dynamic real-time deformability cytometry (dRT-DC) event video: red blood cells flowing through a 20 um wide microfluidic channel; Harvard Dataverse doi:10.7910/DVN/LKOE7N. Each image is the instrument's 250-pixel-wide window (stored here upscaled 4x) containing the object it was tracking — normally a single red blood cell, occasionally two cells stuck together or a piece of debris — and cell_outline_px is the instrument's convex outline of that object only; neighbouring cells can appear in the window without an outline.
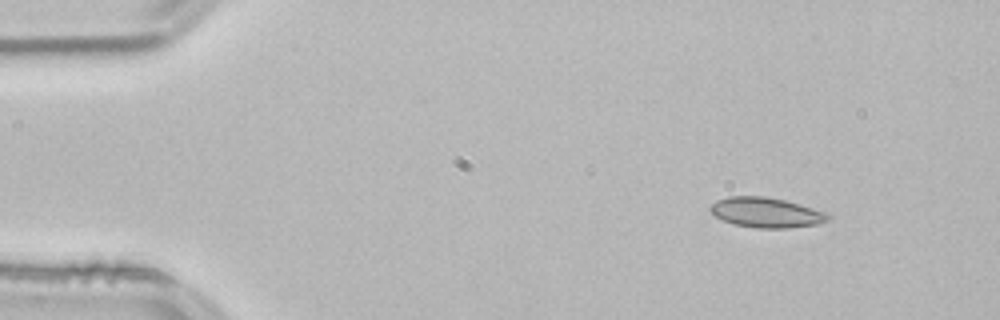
{"species": "common noctule bat (a hibernating species)", "species_latin": "Nyctalus noctula", "temperature_condition": "room temperature", "stored_images_in_passage": 48, "camera_frame_rate_fps": 3000, "um_per_image_px": 0.085, "animal": {"sex": "male", "body_mass_g": 21.5, "forearm_length_mm": 52.0}, "frame": {"image": 1, "passage_image": 1, "time_ms": 0.0, "image_size_px": [1000, 320], "cell_outline_px": [[832, 216], [828, 220], [816, 224], [788, 228], [756, 228], [732, 224], [716, 216], [708, 208], [716, 200], [728, 196], [764, 196], [784, 200], [800, 204], [828, 212]], "centroid_in_image_um": [65.14, 18.06], "position_along_channel_um": 19.9, "area_um2": 20.69}}
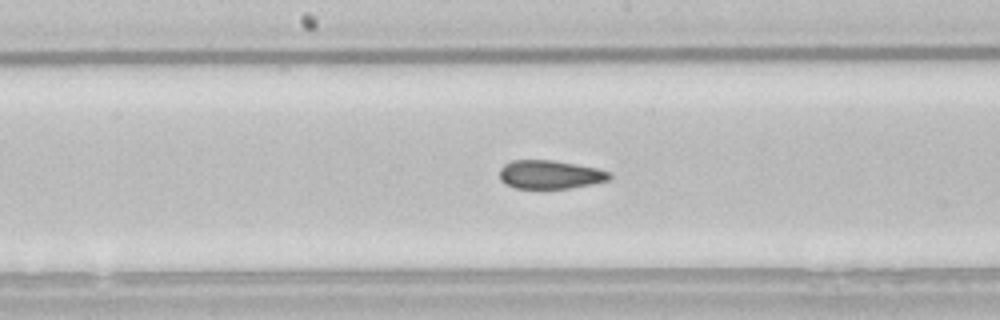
{"frame": {"image": 2, "passage_image": 22, "time_ms": 7.0, "image_size_px": [1000, 320], "cell_outline_px": [[612, 176], [608, 180], [592, 184], [572, 188], [516, 188], [500, 180], [500, 168], [504, 164], [512, 160], [552, 160], [576, 164], [596, 168], [608, 172]], "centroid_in_image_um": [46.74, 14.83], "position_along_channel_um": 201.5, "area_um2": 18.15}}
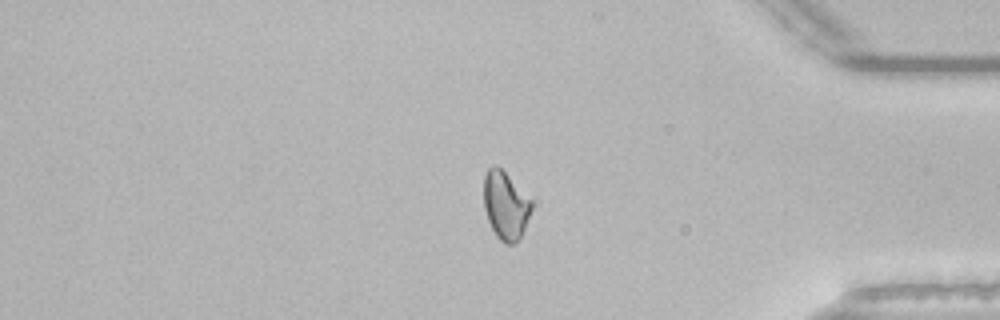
{"frame": {"image": 3, "passage_image": 39, "time_ms": 12.667, "image_size_px": [1000, 320], "cell_outline_px": [[532, 208], [524, 228], [520, 236], [512, 244], [508, 244], [500, 240], [496, 236], [488, 220], [484, 208], [484, 176], [488, 168], [492, 164], [496, 164], [532, 200]], "centroid_in_image_um": [42.95, 17.43], "position_along_channel_um": 392.3, "area_um2": 18.61}, "authors_computed_cell_mechanics": {"area_um2": 19.2474, "velocity_mm_per_s": 3.8364, "shape_relaxation_time_tau1_ms": null, "shape_relaxation_time_tau2_ms": 2.5584, "deformation_change_tau1": null, "deformation_change_tau2": 0.0688}}